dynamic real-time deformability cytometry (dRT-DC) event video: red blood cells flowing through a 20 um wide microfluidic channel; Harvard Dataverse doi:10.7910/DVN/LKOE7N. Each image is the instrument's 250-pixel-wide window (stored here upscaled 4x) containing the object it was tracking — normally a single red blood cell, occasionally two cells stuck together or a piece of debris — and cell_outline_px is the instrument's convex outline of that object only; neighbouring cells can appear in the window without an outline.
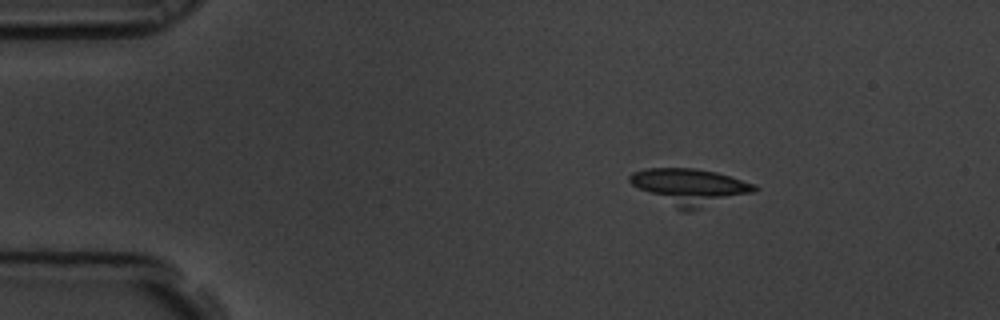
{"species": "common noctule bat (a hibernating species)", "species_latin": "Nyctalus noctula", "temperature_condition": "room temperature", "stored_images_in_passage": 13, "camera_frame_rate_fps": 3000, "um_per_image_px": 0.085, "animal": {"sex": "male", "body_mass_g": 19.5, "forearm_length_mm": 54.6}, "frame": {"image": 1, "passage_image": 1, "time_ms": 0.0, "image_size_px": [1000, 320], "cell_outline_px": [[760, 188], [756, 192], [688, 212], [680, 212], [632, 184], [628, 180], [628, 176], [632, 172], [648, 168], [692, 168], [716, 172], [756, 184]], "centroid_in_image_um": [58.66, 15.89], "position_along_channel_um": 26.3, "area_um2": 26.53}}
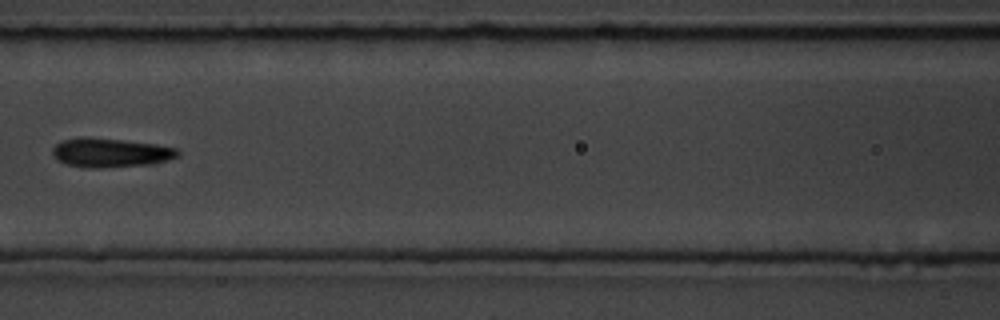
{"frame": {"image": 2, "passage_image": 5, "time_ms": 1.333, "image_size_px": [1000, 320], "cell_outline_px": [[180, 156], [168, 160], [152, 164], [104, 168], [88, 168], [68, 164], [60, 160], [52, 152], [52, 148], [56, 144], [64, 140], [124, 140], [156, 144], [176, 148], [180, 152]], "centroid_in_image_um": [9.52, 13.02], "position_along_channel_um": 157.1, "area_um2": 20.4}}
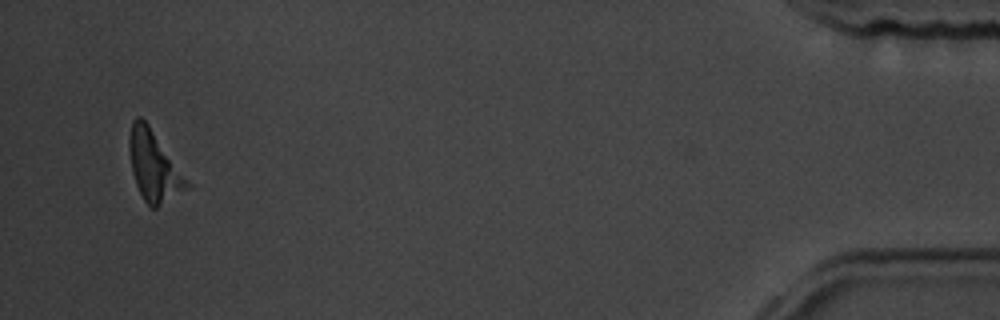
{"frame": {"image": 3, "passage_image": 13, "time_ms": 4.0, "image_size_px": [1000, 320], "cell_outline_px": [[192, 188], [156, 208], [152, 208], [144, 200], [136, 184], [132, 172], [128, 148], [128, 140], [132, 120], [136, 116], [140, 116], [148, 124], [192, 184]], "centroid_in_image_um": [13.1, 14.14], "position_along_channel_um": 422.1, "area_um2": 23.76}}